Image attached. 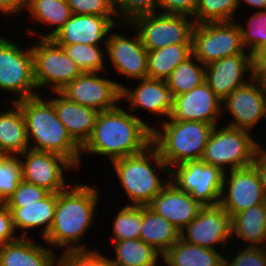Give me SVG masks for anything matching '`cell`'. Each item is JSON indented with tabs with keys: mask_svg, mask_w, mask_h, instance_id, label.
I'll use <instances>...</instances> for the list:
<instances>
[{
	"mask_svg": "<svg viewBox=\"0 0 266 266\" xmlns=\"http://www.w3.org/2000/svg\"><path fill=\"white\" fill-rule=\"evenodd\" d=\"M119 23H130L136 17L157 13L156 0H112Z\"/></svg>",
	"mask_w": 266,
	"mask_h": 266,
	"instance_id": "ab89813d",
	"label": "cell"
},
{
	"mask_svg": "<svg viewBox=\"0 0 266 266\" xmlns=\"http://www.w3.org/2000/svg\"><path fill=\"white\" fill-rule=\"evenodd\" d=\"M128 38L122 33L111 30L106 43L108 55L116 73L130 79L147 78L148 51L142 45L138 31Z\"/></svg>",
	"mask_w": 266,
	"mask_h": 266,
	"instance_id": "ac0fdd59",
	"label": "cell"
},
{
	"mask_svg": "<svg viewBox=\"0 0 266 266\" xmlns=\"http://www.w3.org/2000/svg\"><path fill=\"white\" fill-rule=\"evenodd\" d=\"M264 214H265V225H266V201L264 202Z\"/></svg>",
	"mask_w": 266,
	"mask_h": 266,
	"instance_id": "816d5d0a",
	"label": "cell"
},
{
	"mask_svg": "<svg viewBox=\"0 0 266 266\" xmlns=\"http://www.w3.org/2000/svg\"><path fill=\"white\" fill-rule=\"evenodd\" d=\"M222 111V100L204 81L193 90L173 97L170 118L175 122L198 121L217 126Z\"/></svg>",
	"mask_w": 266,
	"mask_h": 266,
	"instance_id": "e0dca14e",
	"label": "cell"
},
{
	"mask_svg": "<svg viewBox=\"0 0 266 266\" xmlns=\"http://www.w3.org/2000/svg\"><path fill=\"white\" fill-rule=\"evenodd\" d=\"M115 215L112 225L114 234L112 243L127 239H139L142 226V206L126 204Z\"/></svg>",
	"mask_w": 266,
	"mask_h": 266,
	"instance_id": "e575fe53",
	"label": "cell"
},
{
	"mask_svg": "<svg viewBox=\"0 0 266 266\" xmlns=\"http://www.w3.org/2000/svg\"><path fill=\"white\" fill-rule=\"evenodd\" d=\"M50 192L25 181L18 184L14 194L5 202L8 208H21L23 205H31L40 202Z\"/></svg>",
	"mask_w": 266,
	"mask_h": 266,
	"instance_id": "60d3db41",
	"label": "cell"
},
{
	"mask_svg": "<svg viewBox=\"0 0 266 266\" xmlns=\"http://www.w3.org/2000/svg\"><path fill=\"white\" fill-rule=\"evenodd\" d=\"M162 13L194 17L197 0H156Z\"/></svg>",
	"mask_w": 266,
	"mask_h": 266,
	"instance_id": "ee69618b",
	"label": "cell"
},
{
	"mask_svg": "<svg viewBox=\"0 0 266 266\" xmlns=\"http://www.w3.org/2000/svg\"><path fill=\"white\" fill-rule=\"evenodd\" d=\"M232 236L242 242L246 241L245 247L266 248L264 204L235 214L232 217Z\"/></svg>",
	"mask_w": 266,
	"mask_h": 266,
	"instance_id": "f1b7e54d",
	"label": "cell"
},
{
	"mask_svg": "<svg viewBox=\"0 0 266 266\" xmlns=\"http://www.w3.org/2000/svg\"><path fill=\"white\" fill-rule=\"evenodd\" d=\"M52 250L19 237L0 249V266H56L57 254Z\"/></svg>",
	"mask_w": 266,
	"mask_h": 266,
	"instance_id": "d4e9b609",
	"label": "cell"
},
{
	"mask_svg": "<svg viewBox=\"0 0 266 266\" xmlns=\"http://www.w3.org/2000/svg\"><path fill=\"white\" fill-rule=\"evenodd\" d=\"M260 79L262 80V83H263L264 88L266 90V72L260 77Z\"/></svg>",
	"mask_w": 266,
	"mask_h": 266,
	"instance_id": "f907efd6",
	"label": "cell"
},
{
	"mask_svg": "<svg viewBox=\"0 0 266 266\" xmlns=\"http://www.w3.org/2000/svg\"><path fill=\"white\" fill-rule=\"evenodd\" d=\"M72 186V187H71ZM99 189L87 184H71L57 193V203L52 227L42 240L45 244L67 250H88L81 240L94 223Z\"/></svg>",
	"mask_w": 266,
	"mask_h": 266,
	"instance_id": "7a4b0ae2",
	"label": "cell"
},
{
	"mask_svg": "<svg viewBox=\"0 0 266 266\" xmlns=\"http://www.w3.org/2000/svg\"><path fill=\"white\" fill-rule=\"evenodd\" d=\"M26 11L34 21L52 28L47 34H38L41 38L53 37L72 16L66 0H27Z\"/></svg>",
	"mask_w": 266,
	"mask_h": 266,
	"instance_id": "4dcf8cb0",
	"label": "cell"
},
{
	"mask_svg": "<svg viewBox=\"0 0 266 266\" xmlns=\"http://www.w3.org/2000/svg\"><path fill=\"white\" fill-rule=\"evenodd\" d=\"M204 81L205 66L194 55L180 63L166 80L172 98L193 90Z\"/></svg>",
	"mask_w": 266,
	"mask_h": 266,
	"instance_id": "d6a6232c",
	"label": "cell"
},
{
	"mask_svg": "<svg viewBox=\"0 0 266 266\" xmlns=\"http://www.w3.org/2000/svg\"><path fill=\"white\" fill-rule=\"evenodd\" d=\"M18 157L23 181L35 184L50 193H59L70 186L65 182V171L76 167L67 158L55 153L31 149L26 150Z\"/></svg>",
	"mask_w": 266,
	"mask_h": 266,
	"instance_id": "4fadbf2b",
	"label": "cell"
},
{
	"mask_svg": "<svg viewBox=\"0 0 266 266\" xmlns=\"http://www.w3.org/2000/svg\"><path fill=\"white\" fill-rule=\"evenodd\" d=\"M42 97L39 93L17 101L25 118L29 148L61 155L78 168L82 165L81 147L58 119L54 104Z\"/></svg>",
	"mask_w": 266,
	"mask_h": 266,
	"instance_id": "3957f363",
	"label": "cell"
},
{
	"mask_svg": "<svg viewBox=\"0 0 266 266\" xmlns=\"http://www.w3.org/2000/svg\"><path fill=\"white\" fill-rule=\"evenodd\" d=\"M139 239L163 255L180 239V231L148 206H142V226Z\"/></svg>",
	"mask_w": 266,
	"mask_h": 266,
	"instance_id": "83f0119b",
	"label": "cell"
},
{
	"mask_svg": "<svg viewBox=\"0 0 266 266\" xmlns=\"http://www.w3.org/2000/svg\"><path fill=\"white\" fill-rule=\"evenodd\" d=\"M154 127L119 105L99 112L89 139L81 147V157L89 153L107 156L112 162L142 153L152 145Z\"/></svg>",
	"mask_w": 266,
	"mask_h": 266,
	"instance_id": "6da1fadb",
	"label": "cell"
},
{
	"mask_svg": "<svg viewBox=\"0 0 266 266\" xmlns=\"http://www.w3.org/2000/svg\"><path fill=\"white\" fill-rule=\"evenodd\" d=\"M36 38L37 43L31 45L36 88L40 90L47 87L53 94L60 92L82 72L64 48L51 38Z\"/></svg>",
	"mask_w": 266,
	"mask_h": 266,
	"instance_id": "52a82bcc",
	"label": "cell"
},
{
	"mask_svg": "<svg viewBox=\"0 0 266 266\" xmlns=\"http://www.w3.org/2000/svg\"><path fill=\"white\" fill-rule=\"evenodd\" d=\"M192 55V44H175L148 51L147 78L166 81L171 72Z\"/></svg>",
	"mask_w": 266,
	"mask_h": 266,
	"instance_id": "f546056e",
	"label": "cell"
},
{
	"mask_svg": "<svg viewBox=\"0 0 266 266\" xmlns=\"http://www.w3.org/2000/svg\"><path fill=\"white\" fill-rule=\"evenodd\" d=\"M0 90L15 94L12 102L39 95L33 78L31 46L23 49L0 36Z\"/></svg>",
	"mask_w": 266,
	"mask_h": 266,
	"instance_id": "30bf717a",
	"label": "cell"
},
{
	"mask_svg": "<svg viewBox=\"0 0 266 266\" xmlns=\"http://www.w3.org/2000/svg\"><path fill=\"white\" fill-rule=\"evenodd\" d=\"M252 166L256 169L263 188L266 199V147L264 146L257 152Z\"/></svg>",
	"mask_w": 266,
	"mask_h": 266,
	"instance_id": "bcb514c9",
	"label": "cell"
},
{
	"mask_svg": "<svg viewBox=\"0 0 266 266\" xmlns=\"http://www.w3.org/2000/svg\"><path fill=\"white\" fill-rule=\"evenodd\" d=\"M57 203V193H49L40 202L9 208L15 231H22L19 237L27 238L29 230L41 227L40 237L44 239L52 227Z\"/></svg>",
	"mask_w": 266,
	"mask_h": 266,
	"instance_id": "cb8c5ba5",
	"label": "cell"
},
{
	"mask_svg": "<svg viewBox=\"0 0 266 266\" xmlns=\"http://www.w3.org/2000/svg\"><path fill=\"white\" fill-rule=\"evenodd\" d=\"M265 201L259 175L252 165L224 172L220 205L231 217Z\"/></svg>",
	"mask_w": 266,
	"mask_h": 266,
	"instance_id": "2e32d148",
	"label": "cell"
},
{
	"mask_svg": "<svg viewBox=\"0 0 266 266\" xmlns=\"http://www.w3.org/2000/svg\"><path fill=\"white\" fill-rule=\"evenodd\" d=\"M116 266H161L162 255L141 239H127L113 242ZM159 261V263H158Z\"/></svg>",
	"mask_w": 266,
	"mask_h": 266,
	"instance_id": "1f68e13d",
	"label": "cell"
},
{
	"mask_svg": "<svg viewBox=\"0 0 266 266\" xmlns=\"http://www.w3.org/2000/svg\"><path fill=\"white\" fill-rule=\"evenodd\" d=\"M190 20V21H189ZM193 18L186 15L152 13L136 17L122 26H132L138 31L142 45L147 51L169 45L192 44Z\"/></svg>",
	"mask_w": 266,
	"mask_h": 266,
	"instance_id": "9c48e42d",
	"label": "cell"
},
{
	"mask_svg": "<svg viewBox=\"0 0 266 266\" xmlns=\"http://www.w3.org/2000/svg\"><path fill=\"white\" fill-rule=\"evenodd\" d=\"M69 58H71L81 72H98L107 71L106 60V47L101 45L89 44H71L63 47ZM105 49V51L103 49ZM105 60V61H104Z\"/></svg>",
	"mask_w": 266,
	"mask_h": 266,
	"instance_id": "836d02e7",
	"label": "cell"
},
{
	"mask_svg": "<svg viewBox=\"0 0 266 266\" xmlns=\"http://www.w3.org/2000/svg\"><path fill=\"white\" fill-rule=\"evenodd\" d=\"M192 51L204 66L225 57L249 53L243 46L242 34L235 20L195 24Z\"/></svg>",
	"mask_w": 266,
	"mask_h": 266,
	"instance_id": "ba28073f",
	"label": "cell"
},
{
	"mask_svg": "<svg viewBox=\"0 0 266 266\" xmlns=\"http://www.w3.org/2000/svg\"><path fill=\"white\" fill-rule=\"evenodd\" d=\"M75 15L116 16L112 0H66Z\"/></svg>",
	"mask_w": 266,
	"mask_h": 266,
	"instance_id": "b9f144b4",
	"label": "cell"
},
{
	"mask_svg": "<svg viewBox=\"0 0 266 266\" xmlns=\"http://www.w3.org/2000/svg\"><path fill=\"white\" fill-rule=\"evenodd\" d=\"M232 260V261H231ZM225 266H266V248L244 247L230 260L224 258Z\"/></svg>",
	"mask_w": 266,
	"mask_h": 266,
	"instance_id": "7bdbcfd3",
	"label": "cell"
},
{
	"mask_svg": "<svg viewBox=\"0 0 266 266\" xmlns=\"http://www.w3.org/2000/svg\"><path fill=\"white\" fill-rule=\"evenodd\" d=\"M167 120H161L160 130L156 126L152 129V145L169 169L201 159L214 126L198 121L175 122L170 117Z\"/></svg>",
	"mask_w": 266,
	"mask_h": 266,
	"instance_id": "5b68a950",
	"label": "cell"
},
{
	"mask_svg": "<svg viewBox=\"0 0 266 266\" xmlns=\"http://www.w3.org/2000/svg\"><path fill=\"white\" fill-rule=\"evenodd\" d=\"M253 74L261 77L266 72V43L252 54Z\"/></svg>",
	"mask_w": 266,
	"mask_h": 266,
	"instance_id": "7dc6e473",
	"label": "cell"
},
{
	"mask_svg": "<svg viewBox=\"0 0 266 266\" xmlns=\"http://www.w3.org/2000/svg\"><path fill=\"white\" fill-rule=\"evenodd\" d=\"M5 156V154L0 150V159Z\"/></svg>",
	"mask_w": 266,
	"mask_h": 266,
	"instance_id": "f5cc1de1",
	"label": "cell"
},
{
	"mask_svg": "<svg viewBox=\"0 0 266 266\" xmlns=\"http://www.w3.org/2000/svg\"><path fill=\"white\" fill-rule=\"evenodd\" d=\"M221 250L189 244L181 238L163 255V266H223Z\"/></svg>",
	"mask_w": 266,
	"mask_h": 266,
	"instance_id": "4316f807",
	"label": "cell"
},
{
	"mask_svg": "<svg viewBox=\"0 0 266 266\" xmlns=\"http://www.w3.org/2000/svg\"><path fill=\"white\" fill-rule=\"evenodd\" d=\"M230 237L233 239L232 217L220 204L203 206L197 217L180 232L185 242L214 250H220L218 247L224 246Z\"/></svg>",
	"mask_w": 266,
	"mask_h": 266,
	"instance_id": "9a60e30c",
	"label": "cell"
},
{
	"mask_svg": "<svg viewBox=\"0 0 266 266\" xmlns=\"http://www.w3.org/2000/svg\"><path fill=\"white\" fill-rule=\"evenodd\" d=\"M22 181V168L18 156L5 155L0 159V202L5 203Z\"/></svg>",
	"mask_w": 266,
	"mask_h": 266,
	"instance_id": "8d00e7d4",
	"label": "cell"
},
{
	"mask_svg": "<svg viewBox=\"0 0 266 266\" xmlns=\"http://www.w3.org/2000/svg\"><path fill=\"white\" fill-rule=\"evenodd\" d=\"M238 10V0H197L193 21L194 24L234 21Z\"/></svg>",
	"mask_w": 266,
	"mask_h": 266,
	"instance_id": "d590c367",
	"label": "cell"
},
{
	"mask_svg": "<svg viewBox=\"0 0 266 266\" xmlns=\"http://www.w3.org/2000/svg\"><path fill=\"white\" fill-rule=\"evenodd\" d=\"M54 96L48 99L54 104L58 119L64 124L71 138L82 147L93 131L99 112L68 100L60 92H55Z\"/></svg>",
	"mask_w": 266,
	"mask_h": 266,
	"instance_id": "603a6c76",
	"label": "cell"
},
{
	"mask_svg": "<svg viewBox=\"0 0 266 266\" xmlns=\"http://www.w3.org/2000/svg\"><path fill=\"white\" fill-rule=\"evenodd\" d=\"M253 138L247 130L214 126L201 159L224 172L249 167L263 147Z\"/></svg>",
	"mask_w": 266,
	"mask_h": 266,
	"instance_id": "8992f818",
	"label": "cell"
},
{
	"mask_svg": "<svg viewBox=\"0 0 266 266\" xmlns=\"http://www.w3.org/2000/svg\"><path fill=\"white\" fill-rule=\"evenodd\" d=\"M111 163L129 199L128 205L147 206L170 181V169L153 145L142 153L116 159ZM160 170L167 174L166 180L159 177Z\"/></svg>",
	"mask_w": 266,
	"mask_h": 266,
	"instance_id": "277c9868",
	"label": "cell"
},
{
	"mask_svg": "<svg viewBox=\"0 0 266 266\" xmlns=\"http://www.w3.org/2000/svg\"><path fill=\"white\" fill-rule=\"evenodd\" d=\"M241 3H245L247 6L258 8V12L266 11V0H238L239 7Z\"/></svg>",
	"mask_w": 266,
	"mask_h": 266,
	"instance_id": "681fc988",
	"label": "cell"
},
{
	"mask_svg": "<svg viewBox=\"0 0 266 266\" xmlns=\"http://www.w3.org/2000/svg\"><path fill=\"white\" fill-rule=\"evenodd\" d=\"M27 0H0V12L5 15L20 14L25 12Z\"/></svg>",
	"mask_w": 266,
	"mask_h": 266,
	"instance_id": "c3c4849f",
	"label": "cell"
},
{
	"mask_svg": "<svg viewBox=\"0 0 266 266\" xmlns=\"http://www.w3.org/2000/svg\"><path fill=\"white\" fill-rule=\"evenodd\" d=\"M246 75L254 76L250 53L225 57L205 66V81L222 101L249 81Z\"/></svg>",
	"mask_w": 266,
	"mask_h": 266,
	"instance_id": "ffe728a7",
	"label": "cell"
},
{
	"mask_svg": "<svg viewBox=\"0 0 266 266\" xmlns=\"http://www.w3.org/2000/svg\"><path fill=\"white\" fill-rule=\"evenodd\" d=\"M117 16L75 15L51 37V39L64 47L71 44L102 45L106 47L111 30L117 27ZM114 18V19H113Z\"/></svg>",
	"mask_w": 266,
	"mask_h": 266,
	"instance_id": "d6986e66",
	"label": "cell"
},
{
	"mask_svg": "<svg viewBox=\"0 0 266 266\" xmlns=\"http://www.w3.org/2000/svg\"><path fill=\"white\" fill-rule=\"evenodd\" d=\"M13 226L11 212L6 203L0 202V249L6 244L15 241L19 235Z\"/></svg>",
	"mask_w": 266,
	"mask_h": 266,
	"instance_id": "f6af8a7d",
	"label": "cell"
},
{
	"mask_svg": "<svg viewBox=\"0 0 266 266\" xmlns=\"http://www.w3.org/2000/svg\"><path fill=\"white\" fill-rule=\"evenodd\" d=\"M139 81V83H138ZM137 86L122 88L121 100L129 102L130 109L148 110V113L169 118L172 111L173 98L165 80L139 79Z\"/></svg>",
	"mask_w": 266,
	"mask_h": 266,
	"instance_id": "7402d4cb",
	"label": "cell"
},
{
	"mask_svg": "<svg viewBox=\"0 0 266 266\" xmlns=\"http://www.w3.org/2000/svg\"><path fill=\"white\" fill-rule=\"evenodd\" d=\"M222 108L234 119L225 125L251 132L262 119H266V90L262 80L256 76L249 78L246 84L222 101Z\"/></svg>",
	"mask_w": 266,
	"mask_h": 266,
	"instance_id": "5bb4252c",
	"label": "cell"
},
{
	"mask_svg": "<svg viewBox=\"0 0 266 266\" xmlns=\"http://www.w3.org/2000/svg\"><path fill=\"white\" fill-rule=\"evenodd\" d=\"M0 113V150L5 155L18 156L29 148L25 118L20 105Z\"/></svg>",
	"mask_w": 266,
	"mask_h": 266,
	"instance_id": "484cf974",
	"label": "cell"
},
{
	"mask_svg": "<svg viewBox=\"0 0 266 266\" xmlns=\"http://www.w3.org/2000/svg\"><path fill=\"white\" fill-rule=\"evenodd\" d=\"M98 72H83L71 81L60 93L68 100L91 107L98 112L116 108L121 102L124 85L98 75Z\"/></svg>",
	"mask_w": 266,
	"mask_h": 266,
	"instance_id": "7c38bea8",
	"label": "cell"
},
{
	"mask_svg": "<svg viewBox=\"0 0 266 266\" xmlns=\"http://www.w3.org/2000/svg\"><path fill=\"white\" fill-rule=\"evenodd\" d=\"M224 171L202 159L189 160L170 169V181L202 206L220 204Z\"/></svg>",
	"mask_w": 266,
	"mask_h": 266,
	"instance_id": "8fae6325",
	"label": "cell"
},
{
	"mask_svg": "<svg viewBox=\"0 0 266 266\" xmlns=\"http://www.w3.org/2000/svg\"><path fill=\"white\" fill-rule=\"evenodd\" d=\"M147 206L171 222L180 232L197 217L203 207L171 181H168Z\"/></svg>",
	"mask_w": 266,
	"mask_h": 266,
	"instance_id": "44dd1931",
	"label": "cell"
},
{
	"mask_svg": "<svg viewBox=\"0 0 266 266\" xmlns=\"http://www.w3.org/2000/svg\"><path fill=\"white\" fill-rule=\"evenodd\" d=\"M237 22L242 34L243 46L250 54L266 43V11L251 14L246 28L239 21Z\"/></svg>",
	"mask_w": 266,
	"mask_h": 266,
	"instance_id": "74e56055",
	"label": "cell"
},
{
	"mask_svg": "<svg viewBox=\"0 0 266 266\" xmlns=\"http://www.w3.org/2000/svg\"><path fill=\"white\" fill-rule=\"evenodd\" d=\"M56 258V266H116L99 250H67ZM58 261V262H57Z\"/></svg>",
	"mask_w": 266,
	"mask_h": 266,
	"instance_id": "f35d334b",
	"label": "cell"
}]
</instances>
